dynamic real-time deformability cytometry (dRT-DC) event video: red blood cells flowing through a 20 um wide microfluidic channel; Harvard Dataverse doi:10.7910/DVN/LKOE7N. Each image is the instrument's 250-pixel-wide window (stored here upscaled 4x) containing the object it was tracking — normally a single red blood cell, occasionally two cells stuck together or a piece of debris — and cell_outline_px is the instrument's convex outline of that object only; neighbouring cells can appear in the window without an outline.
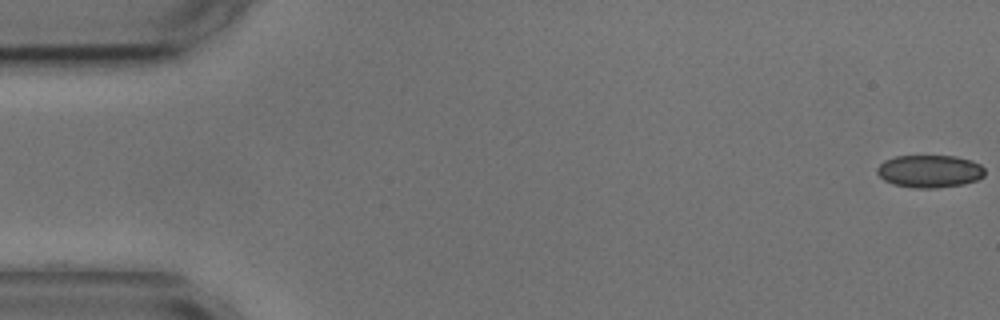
{"species": "common noctule bat (a hibernating species)", "species_latin": "Nyctalus noctula", "temperature_condition": "cold", "stored_images_in_passage": 8, "camera_frame_rate_fps": 3000, "um_per_image_px": 0.085, "animal": {"sex": "male", "body_mass_g": 17.9, "forearm_length_mm": 54.2}, "frame": {"image": 1, "passage_image": 1, "time_ms": 0.0, "image_size_px": [1000, 320], "cell_outline_px": [[984, 176], [976, 180], [964, 184], [936, 188], [916, 188], [892, 184], [884, 180], [876, 172], [876, 168], [884, 160], [896, 156], [956, 156], [972, 160], [980, 164], [984, 168]], "centroid_in_image_um": [79.01, 14.55], "position_along_channel_um": 6.0, "area_um2": 20.58}}